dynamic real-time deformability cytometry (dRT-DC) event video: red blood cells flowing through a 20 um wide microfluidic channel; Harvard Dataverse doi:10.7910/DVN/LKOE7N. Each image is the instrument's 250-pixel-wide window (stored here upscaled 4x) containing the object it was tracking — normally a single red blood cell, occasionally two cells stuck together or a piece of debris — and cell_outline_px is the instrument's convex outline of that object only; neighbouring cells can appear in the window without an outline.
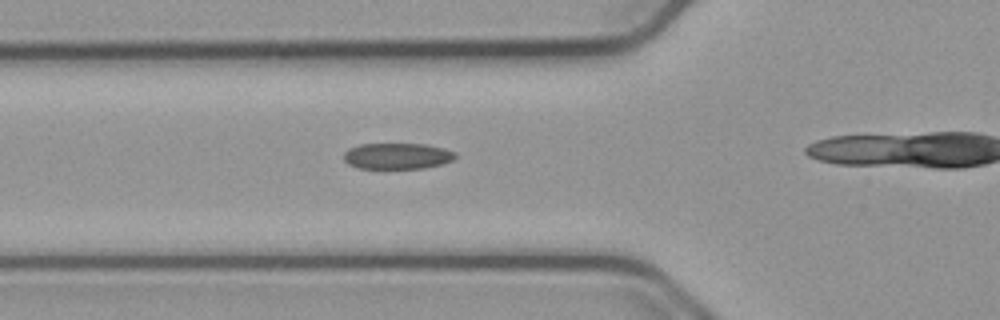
{"species": "common noctule bat (a hibernating species)", "species_latin": "Nyctalus noctula", "temperature_condition": "cold", "stored_images_in_passage": 14, "camera_frame_rate_fps": 3000, "um_per_image_px": 0.085, "animal": {"sex": "male", "body_mass_g": 23.1, "forearm_length_mm": 52.7}, "frame": {"image": 1, "passage_image": 7, "time_ms": 2.0, "image_size_px": [1000, 320], "cell_outline_px": [[456, 156], [452, 160], [440, 164], [424, 168], [360, 168], [348, 164], [344, 160], [344, 152], [348, 148], [360, 144], [424, 144], [444, 148], [456, 152]], "centroid_in_image_um": [33.75, 13.25], "position_along_channel_um": 92.0, "area_um2": 16.88}}
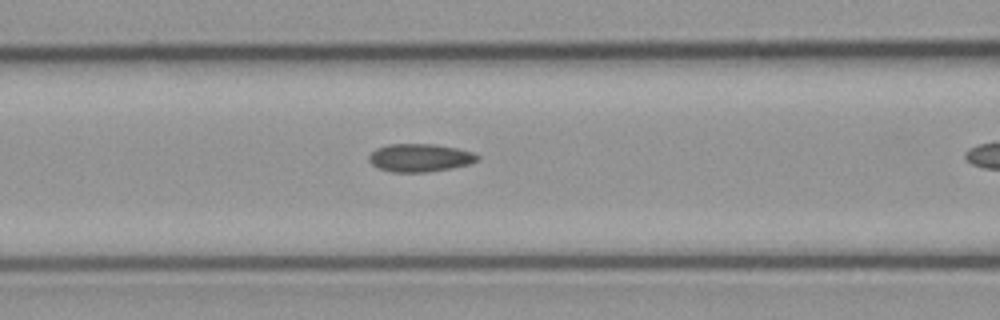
{"frame": {"image": 2, "passage_image": 10, "time_ms": 3.0, "image_size_px": [1000, 320], "cell_outline_px": [[480, 156], [476, 160], [468, 164], [452, 168], [428, 172], [392, 172], [380, 168], [372, 164], [368, 160], [368, 156], [376, 148], [388, 144], [436, 144], [456, 148], [472, 152]], "centroid_in_image_um": [35.67, 13.4], "position_along_channel_um": 130.9, "area_um2": 17.63}}